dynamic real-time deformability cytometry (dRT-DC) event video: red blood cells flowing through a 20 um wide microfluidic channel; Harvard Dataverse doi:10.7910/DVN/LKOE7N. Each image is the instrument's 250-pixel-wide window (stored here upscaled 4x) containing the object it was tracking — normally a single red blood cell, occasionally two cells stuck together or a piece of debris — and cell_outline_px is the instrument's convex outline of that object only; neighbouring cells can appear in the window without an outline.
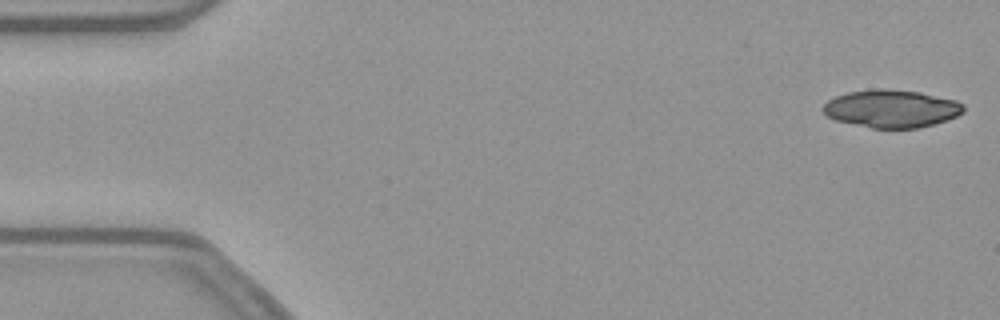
{"species": "common noctule bat (a hibernating species)", "species_latin": "Nyctalus noctula", "temperature_condition": "warm", "stored_images_in_passage": 52, "camera_frame_rate_fps": 3000, "um_per_image_px": 0.085, "animal": {"sex": "female", "body_mass_g": 21.9}, "frame": {"image": 1, "passage_image": 1, "time_ms": 0.0, "image_size_px": [1000, 320], "cell_outline_px": [[964, 112], [956, 116], [920, 128], [872, 128], [836, 120], [828, 116], [820, 108], [828, 100], [836, 96], [848, 92], [876, 88], [884, 88], [920, 92], [956, 100], [964, 104]], "centroid_in_image_um": [75.77, 9.22], "position_along_channel_um": 9.2, "area_um2": 30.87}}
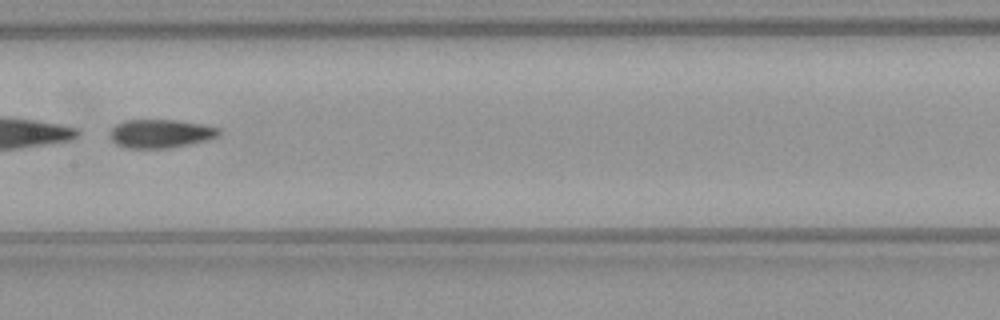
{"frame": {"image": 2, "passage_image": 26, "time_ms": 8.333, "image_size_px": [1000, 320], "cell_outline_px": [[220, 132], [216, 136], [208, 140], [168, 148], [128, 148], [116, 144], [108, 136], [108, 132], [116, 124], [124, 120], [176, 120], [200, 124], [220, 128]], "centroid_in_image_um": [13.59, 11.35], "position_along_channel_um": 193.8, "area_um2": 18.09}}